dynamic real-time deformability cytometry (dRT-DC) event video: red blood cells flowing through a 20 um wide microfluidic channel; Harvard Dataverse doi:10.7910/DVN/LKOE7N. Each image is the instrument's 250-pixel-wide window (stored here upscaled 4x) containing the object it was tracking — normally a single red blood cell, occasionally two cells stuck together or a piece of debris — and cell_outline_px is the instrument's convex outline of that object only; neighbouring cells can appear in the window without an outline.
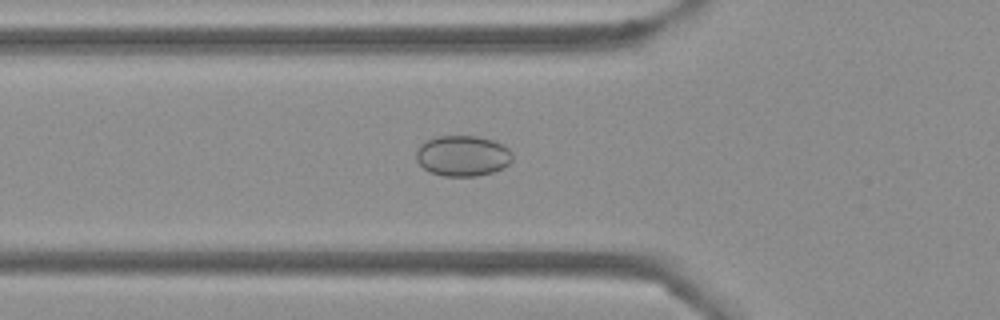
{"species": "Egyptian fruit bat (a non-hibernating species)", "species_latin": "Rousettus aegyptiacus", "temperature_condition": "cold", "stored_images_in_passage": 39, "camera_frame_rate_fps": 3000, "um_per_image_px": 0.085, "frame": {"image": 1, "passage_image": 4, "time_ms": 1.0, "image_size_px": [1000, 320], "cell_outline_px": [[512, 160], [504, 168], [492, 172], [476, 176], [444, 176], [432, 172], [424, 168], [416, 160], [416, 152], [420, 144], [436, 136], [476, 136], [492, 140], [508, 148], [512, 152]], "centroid_in_image_um": [39.33, 13.24], "position_along_channel_um": 86.5, "area_um2": 22.72}}
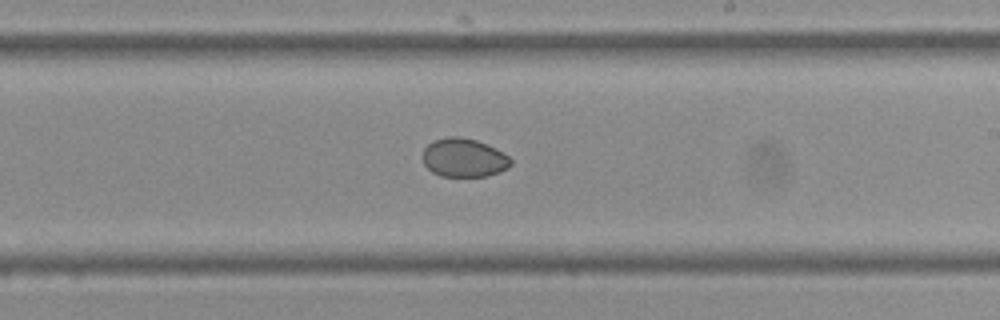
{"frame": {"image": 2, "passage_image": 17, "time_ms": 5.333, "image_size_px": [1000, 320], "cell_outline_px": [[512, 164], [508, 168], [500, 172], [488, 176], [440, 176], [432, 172], [424, 164], [424, 148], [428, 144], [436, 140], [448, 136], [460, 136], [476, 140], [496, 148], [508, 156], [512, 160]], "centroid_in_image_um": [39.46, 13.41], "position_along_channel_um": 249.5, "area_um2": 19.83}}
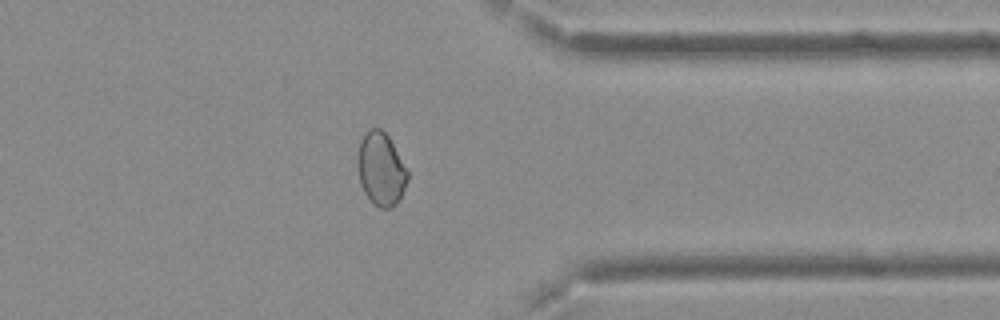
{"frame": {"image": 3, "passage_image": 28, "time_ms": 9.0, "image_size_px": [1000, 320], "cell_outline_px": [[408, 180], [396, 204], [392, 208], [380, 208], [372, 204], [364, 192], [360, 184], [356, 164], [356, 160], [360, 140], [364, 132], [368, 128], [380, 128], [388, 136], [408, 172]], "centroid_in_image_um": [32.33, 14.37], "position_along_channel_um": 379.1, "area_um2": 21.44}, "authors_computed_cell_mechanics": {"area_um2": 21.3282, "velocity_mm_per_s": 3.7411, "shape_relaxation_time_tau1_ms": null, "shape_relaxation_time_tau2_ms": 4.2033, "deformation_change_tau1": null, "deformation_change_tau2": 0.0276}}